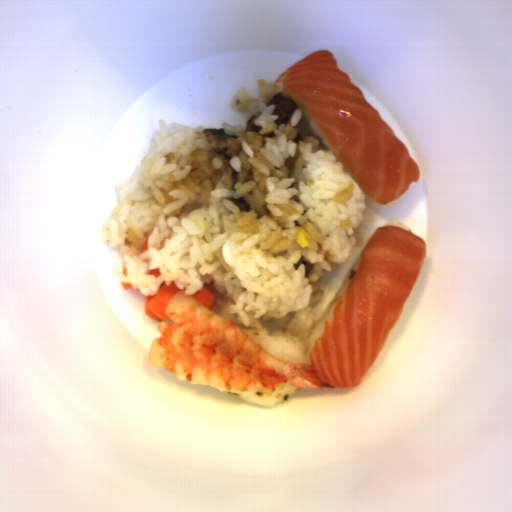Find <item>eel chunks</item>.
<instances>
[{
    "mask_svg": "<svg viewBox=\"0 0 512 512\" xmlns=\"http://www.w3.org/2000/svg\"><path fill=\"white\" fill-rule=\"evenodd\" d=\"M202 134L209 147L221 157L223 165L231 169L232 179L235 183L238 180V174L231 167L230 159L240 152L239 136L226 134L224 128H206Z\"/></svg>",
    "mask_w": 512,
    "mask_h": 512,
    "instance_id": "obj_1",
    "label": "eel chunks"
},
{
    "mask_svg": "<svg viewBox=\"0 0 512 512\" xmlns=\"http://www.w3.org/2000/svg\"><path fill=\"white\" fill-rule=\"evenodd\" d=\"M271 105H275L272 115L278 116V120L274 121L277 125H287L292 120L299 107L287 97L279 93L274 95L267 103V107Z\"/></svg>",
    "mask_w": 512,
    "mask_h": 512,
    "instance_id": "obj_2",
    "label": "eel chunks"
},
{
    "mask_svg": "<svg viewBox=\"0 0 512 512\" xmlns=\"http://www.w3.org/2000/svg\"><path fill=\"white\" fill-rule=\"evenodd\" d=\"M231 203H233L240 211H250L251 209V206L250 204L247 202V200L244 198V197H240V198H237V199H232L231 198Z\"/></svg>",
    "mask_w": 512,
    "mask_h": 512,
    "instance_id": "obj_3",
    "label": "eel chunks"
},
{
    "mask_svg": "<svg viewBox=\"0 0 512 512\" xmlns=\"http://www.w3.org/2000/svg\"><path fill=\"white\" fill-rule=\"evenodd\" d=\"M256 117L257 116L254 115L248 119L245 130H246V132H255L260 135L262 126L255 124Z\"/></svg>",
    "mask_w": 512,
    "mask_h": 512,
    "instance_id": "obj_4",
    "label": "eel chunks"
}]
</instances>
